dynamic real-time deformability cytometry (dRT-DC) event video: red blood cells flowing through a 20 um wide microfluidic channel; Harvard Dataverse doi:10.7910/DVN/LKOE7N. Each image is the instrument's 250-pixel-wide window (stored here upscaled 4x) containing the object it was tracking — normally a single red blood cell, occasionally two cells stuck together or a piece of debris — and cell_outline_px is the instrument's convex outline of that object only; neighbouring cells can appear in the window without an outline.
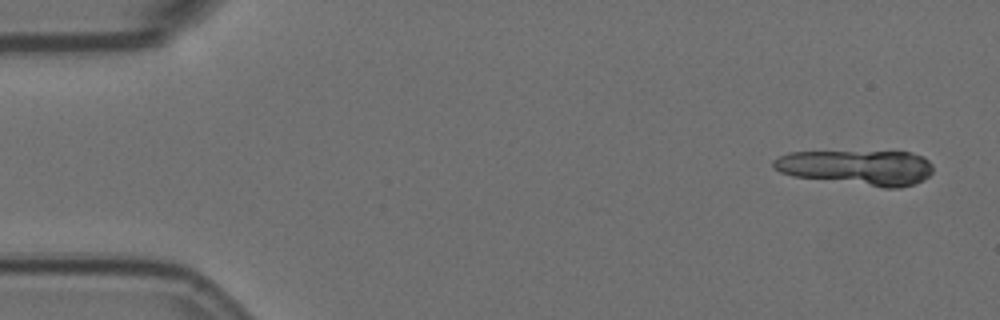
{"species": "Egyptian fruit bat (a non-hibernating species)", "species_latin": "Rousettus aegyptiacus", "temperature_condition": "room temperature", "stored_images_in_passage": 5, "camera_frame_rate_fps": 3000, "um_per_image_px": 0.085, "animal": {"sex": "female"}, "frame": {"image": 1, "passage_image": 1, "time_ms": 0.0, "image_size_px": [1000, 320], "cell_outline_px": [[932, 172], [924, 180], [900, 188], [884, 188], [792, 176], [780, 172], [772, 168], [772, 160], [788, 152], [912, 152], [924, 156], [932, 164]], "centroid_in_image_um": [72.85, 14.24], "position_along_channel_um": 12.1, "area_um2": 32.89}}